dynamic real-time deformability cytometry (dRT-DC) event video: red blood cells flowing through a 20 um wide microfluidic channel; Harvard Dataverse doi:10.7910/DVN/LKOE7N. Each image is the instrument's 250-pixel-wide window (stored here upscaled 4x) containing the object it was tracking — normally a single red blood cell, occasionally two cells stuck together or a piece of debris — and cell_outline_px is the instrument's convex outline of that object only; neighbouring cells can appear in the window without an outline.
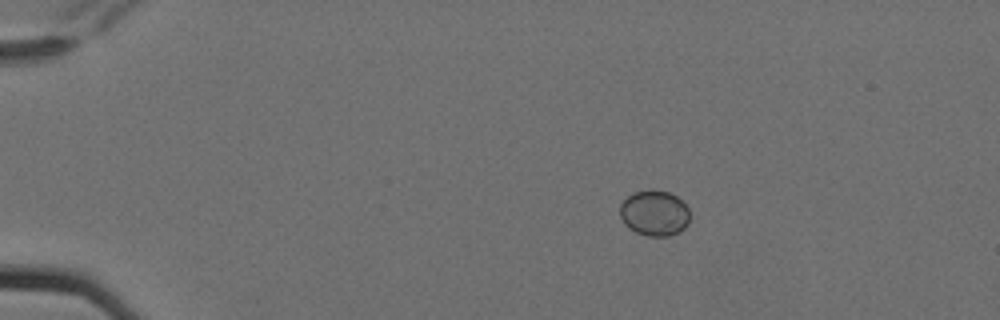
{"species": "Egyptian fruit bat (a non-hibernating species)", "species_latin": "Rousettus aegyptiacus", "temperature_condition": "cold", "stored_images_in_passage": 5, "camera_frame_rate_fps": 3000, "um_per_image_px": 0.085, "animal": {"sex": "female"}, "frame": {"image": 1, "passage_image": 3, "time_ms": 0.667, "image_size_px": [1000, 320], "cell_outline_px": [[688, 224], [680, 232], [668, 236], [648, 236], [636, 232], [624, 224], [620, 216], [620, 204], [632, 192], [652, 188], [668, 192], [676, 196], [688, 208]], "centroid_in_image_um": [55.6, 18.1], "position_along_channel_um": 29.4, "area_um2": 18.67}}